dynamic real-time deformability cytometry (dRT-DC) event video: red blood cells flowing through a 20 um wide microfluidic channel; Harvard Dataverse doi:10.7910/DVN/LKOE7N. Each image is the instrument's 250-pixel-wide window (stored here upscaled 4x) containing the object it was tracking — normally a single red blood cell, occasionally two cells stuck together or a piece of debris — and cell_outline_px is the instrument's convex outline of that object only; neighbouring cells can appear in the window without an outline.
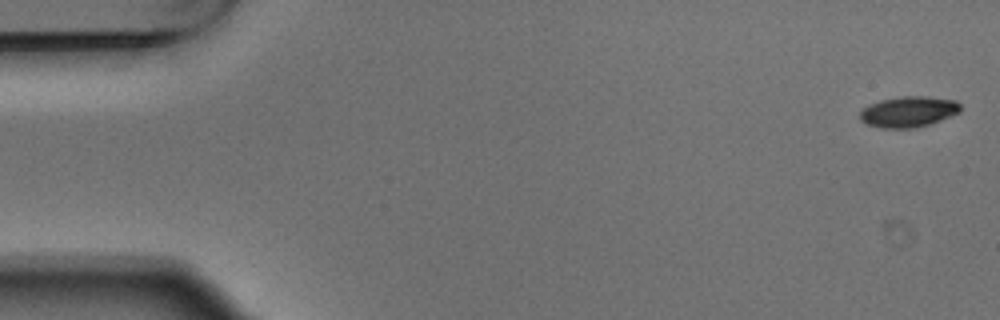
{"species": "Egyptian fruit bat (a non-hibernating species)", "species_latin": "Rousettus aegyptiacus", "temperature_condition": "warm", "stored_images_in_passage": 5, "camera_frame_rate_fps": 3000, "um_per_image_px": 0.085, "animal": {"sex": "male"}, "frame": {"image": 1, "passage_image": 1, "time_ms": 0.0, "image_size_px": [1000, 320], "cell_outline_px": [[960, 112], [928, 124], [912, 128], [884, 128], [868, 124], [860, 120], [860, 112], [868, 104], [880, 100], [900, 96], [928, 96], [956, 100], [960, 104]], "centroid_in_image_um": [77.21, 9.48], "position_along_channel_um": 7.8, "area_um2": 17.92}}
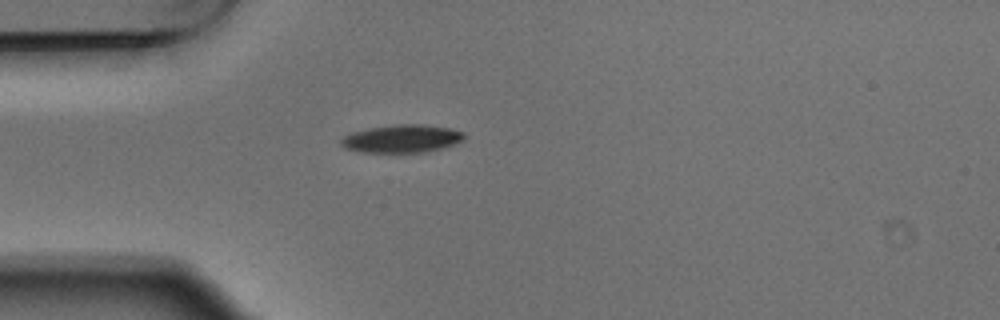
{"frame": {"image": 2, "passage_image": 4, "time_ms": 1.0, "image_size_px": [1000, 320], "cell_outline_px": [[464, 140], [440, 148], [424, 152], [360, 152], [344, 148], [340, 144], [340, 140], [344, 136], [352, 132], [372, 128], [396, 124], [424, 124], [452, 128], [464, 132]], "centroid_in_image_um": [34.15, 11.78], "position_along_channel_um": 50.8, "area_um2": 19.94}}